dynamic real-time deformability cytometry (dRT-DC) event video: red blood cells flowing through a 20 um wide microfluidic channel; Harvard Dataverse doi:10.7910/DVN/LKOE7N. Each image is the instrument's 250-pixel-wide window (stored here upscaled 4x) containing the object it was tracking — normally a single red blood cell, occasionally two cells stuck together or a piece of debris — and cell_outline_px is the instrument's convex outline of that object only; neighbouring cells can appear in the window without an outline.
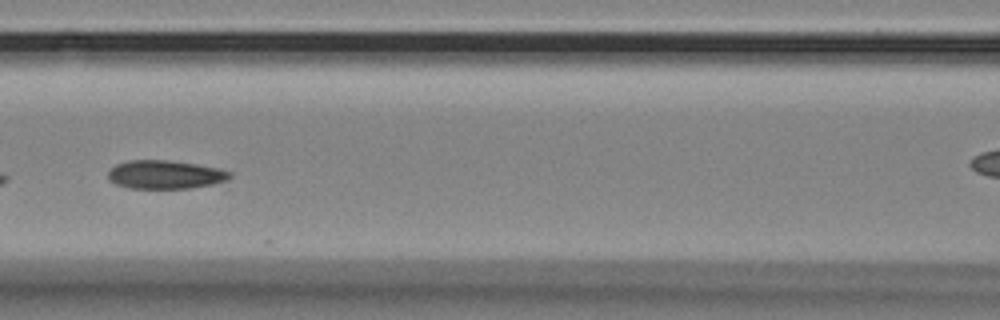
{"species": "Egyptian fruit bat (a non-hibernating species)", "species_latin": "Rousettus aegyptiacus", "temperature_condition": "room temperature", "stored_images_in_passage": 15, "camera_frame_rate_fps": 3000, "um_per_image_px": 0.085, "animal": {"sex": "female"}, "frame": {"image": 1, "passage_image": 6, "time_ms": 5.667, "image_size_px": [1000, 320], "cell_outline_px": [[232, 176], [228, 180], [212, 184], [188, 188], [128, 188], [116, 184], [108, 180], [108, 172], [116, 164], [128, 160], [168, 160], [220, 168], [232, 172]], "centroid_in_image_um": [14.04, 14.84], "position_along_channel_um": 152.6, "area_um2": 20.23}}
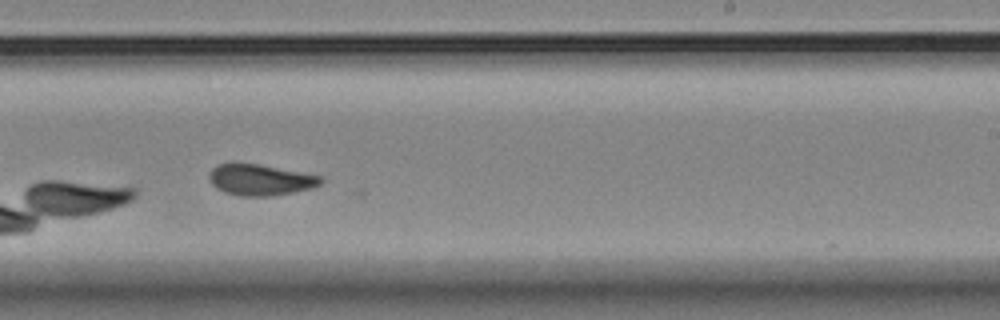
{"frame": {"image": 2, "passage_image": 9, "time_ms": 9.0, "image_size_px": [1000, 320], "cell_outline_px": [[324, 180], [320, 184], [312, 188], [272, 196], [240, 196], [224, 192], [216, 188], [212, 184], [208, 176], [212, 168], [220, 164], [256, 164], [324, 176]], "centroid_in_image_um": [22.15, 15.3], "position_along_channel_um": 266.9, "area_um2": 20.06}}
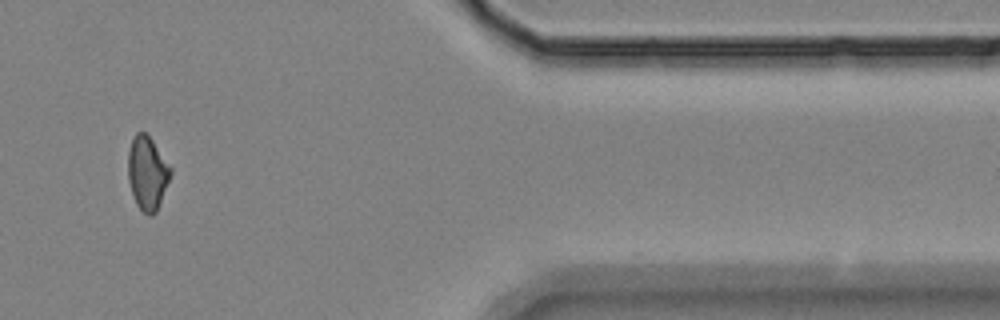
{"frame": {"image": 3, "passage_image": 14, "time_ms": 15.667, "image_size_px": [1000, 320], "cell_outline_px": [[172, 172], [156, 212], [152, 216], [148, 216], [136, 204], [128, 180], [128, 152], [132, 140], [136, 132], [144, 132], [152, 140], [172, 168]], "centroid_in_image_um": [12.52, 14.71], "position_along_channel_um": 398.9, "area_um2": 18.03}, "authors_computed_cell_mechanics": {"area_um2": 19.7098, "velocity_mm_per_s": 3.4316, "shape_relaxation_time_tau1_ms": null, "shape_relaxation_time_tau2_ms": 2.3426, "deformation_change_tau1": null, "deformation_change_tau2": 0.0636}}